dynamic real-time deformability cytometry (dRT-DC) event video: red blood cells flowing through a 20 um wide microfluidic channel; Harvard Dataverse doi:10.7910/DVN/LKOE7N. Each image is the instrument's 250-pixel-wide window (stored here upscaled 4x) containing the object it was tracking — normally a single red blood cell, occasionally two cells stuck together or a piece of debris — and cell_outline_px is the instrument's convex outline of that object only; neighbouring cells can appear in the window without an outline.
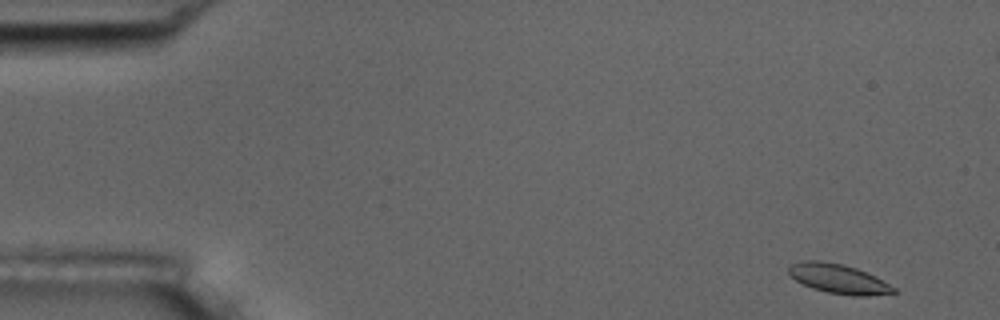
{"species": "common noctule bat (a hibernating species)", "species_latin": "Nyctalus noctula", "temperature_condition": "room temperature", "stored_images_in_passage": 5, "camera_frame_rate_fps": 3000, "um_per_image_px": 0.085, "animal": {"sex": "male", "body_mass_g": 17.5, "forearm_length_mm": 52.3}, "frame": {"image": 1, "passage_image": 1, "time_ms": 0.0, "image_size_px": [1000, 320], "cell_outline_px": [[896, 292], [868, 296], [852, 296], [828, 292], [812, 288], [796, 280], [788, 272], [788, 264], [804, 260], [820, 260], [844, 264], [856, 268], [876, 276], [896, 288]], "centroid_in_image_um": [71.26, 23.68], "position_along_channel_um": 13.7, "area_um2": 18.09}}